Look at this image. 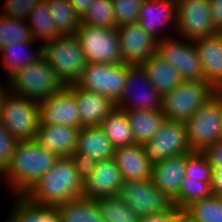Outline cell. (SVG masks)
<instances>
[{"instance_id":"cell-1","label":"cell","mask_w":222,"mask_h":222,"mask_svg":"<svg viewBox=\"0 0 222 222\" xmlns=\"http://www.w3.org/2000/svg\"><path fill=\"white\" fill-rule=\"evenodd\" d=\"M59 158L34 140L17 141L10 163L0 175V182H4L12 196L25 195Z\"/></svg>"},{"instance_id":"cell-2","label":"cell","mask_w":222,"mask_h":222,"mask_svg":"<svg viewBox=\"0 0 222 222\" xmlns=\"http://www.w3.org/2000/svg\"><path fill=\"white\" fill-rule=\"evenodd\" d=\"M83 180L71 157H60L24 195L39 205L58 206L82 197Z\"/></svg>"},{"instance_id":"cell-3","label":"cell","mask_w":222,"mask_h":222,"mask_svg":"<svg viewBox=\"0 0 222 222\" xmlns=\"http://www.w3.org/2000/svg\"><path fill=\"white\" fill-rule=\"evenodd\" d=\"M0 123L17 140H34L38 132L39 102L16 96L1 84Z\"/></svg>"},{"instance_id":"cell-4","label":"cell","mask_w":222,"mask_h":222,"mask_svg":"<svg viewBox=\"0 0 222 222\" xmlns=\"http://www.w3.org/2000/svg\"><path fill=\"white\" fill-rule=\"evenodd\" d=\"M6 82L4 88L9 92L37 102L59 93L65 87L43 56L18 70Z\"/></svg>"},{"instance_id":"cell-5","label":"cell","mask_w":222,"mask_h":222,"mask_svg":"<svg viewBox=\"0 0 222 222\" xmlns=\"http://www.w3.org/2000/svg\"><path fill=\"white\" fill-rule=\"evenodd\" d=\"M43 57L64 86L75 84L87 64L75 34L60 35L44 43Z\"/></svg>"},{"instance_id":"cell-6","label":"cell","mask_w":222,"mask_h":222,"mask_svg":"<svg viewBox=\"0 0 222 222\" xmlns=\"http://www.w3.org/2000/svg\"><path fill=\"white\" fill-rule=\"evenodd\" d=\"M215 89L212 84L204 80H184L162 96L161 111L167 120L186 122L213 98Z\"/></svg>"},{"instance_id":"cell-7","label":"cell","mask_w":222,"mask_h":222,"mask_svg":"<svg viewBox=\"0 0 222 222\" xmlns=\"http://www.w3.org/2000/svg\"><path fill=\"white\" fill-rule=\"evenodd\" d=\"M75 35L87 63L121 64L117 28H104L81 23Z\"/></svg>"},{"instance_id":"cell-8","label":"cell","mask_w":222,"mask_h":222,"mask_svg":"<svg viewBox=\"0 0 222 222\" xmlns=\"http://www.w3.org/2000/svg\"><path fill=\"white\" fill-rule=\"evenodd\" d=\"M118 196L139 218L170 212L175 207L173 200L151 179L123 180Z\"/></svg>"},{"instance_id":"cell-9","label":"cell","mask_w":222,"mask_h":222,"mask_svg":"<svg viewBox=\"0 0 222 222\" xmlns=\"http://www.w3.org/2000/svg\"><path fill=\"white\" fill-rule=\"evenodd\" d=\"M127 71V63H87L75 85L102 94L117 103L123 93Z\"/></svg>"},{"instance_id":"cell-10","label":"cell","mask_w":222,"mask_h":222,"mask_svg":"<svg viewBox=\"0 0 222 222\" xmlns=\"http://www.w3.org/2000/svg\"><path fill=\"white\" fill-rule=\"evenodd\" d=\"M116 106L121 110H161L162 95L149 81L141 64H128L123 93Z\"/></svg>"},{"instance_id":"cell-11","label":"cell","mask_w":222,"mask_h":222,"mask_svg":"<svg viewBox=\"0 0 222 222\" xmlns=\"http://www.w3.org/2000/svg\"><path fill=\"white\" fill-rule=\"evenodd\" d=\"M156 54L175 68L183 80H204L201 61L193 41L178 35L157 41Z\"/></svg>"},{"instance_id":"cell-12","label":"cell","mask_w":222,"mask_h":222,"mask_svg":"<svg viewBox=\"0 0 222 222\" xmlns=\"http://www.w3.org/2000/svg\"><path fill=\"white\" fill-rule=\"evenodd\" d=\"M143 148L152 165L169 157L190 153L185 122L165 120L161 128L144 143Z\"/></svg>"},{"instance_id":"cell-13","label":"cell","mask_w":222,"mask_h":222,"mask_svg":"<svg viewBox=\"0 0 222 222\" xmlns=\"http://www.w3.org/2000/svg\"><path fill=\"white\" fill-rule=\"evenodd\" d=\"M188 143L192 151L203 152L222 139L218 101L213 97L200 107L186 122Z\"/></svg>"},{"instance_id":"cell-14","label":"cell","mask_w":222,"mask_h":222,"mask_svg":"<svg viewBox=\"0 0 222 222\" xmlns=\"http://www.w3.org/2000/svg\"><path fill=\"white\" fill-rule=\"evenodd\" d=\"M217 33L210 16L209 0H178L175 34L189 41Z\"/></svg>"},{"instance_id":"cell-15","label":"cell","mask_w":222,"mask_h":222,"mask_svg":"<svg viewBox=\"0 0 222 222\" xmlns=\"http://www.w3.org/2000/svg\"><path fill=\"white\" fill-rule=\"evenodd\" d=\"M138 23L157 41L175 35L177 2L174 0H144L139 11ZM169 26L172 29L168 28L167 30Z\"/></svg>"},{"instance_id":"cell-16","label":"cell","mask_w":222,"mask_h":222,"mask_svg":"<svg viewBox=\"0 0 222 222\" xmlns=\"http://www.w3.org/2000/svg\"><path fill=\"white\" fill-rule=\"evenodd\" d=\"M122 63L137 65L156 54L157 40L138 22L117 27Z\"/></svg>"},{"instance_id":"cell-17","label":"cell","mask_w":222,"mask_h":222,"mask_svg":"<svg viewBox=\"0 0 222 222\" xmlns=\"http://www.w3.org/2000/svg\"><path fill=\"white\" fill-rule=\"evenodd\" d=\"M39 125H62L80 128V115L74 94L65 86L39 102Z\"/></svg>"},{"instance_id":"cell-18","label":"cell","mask_w":222,"mask_h":222,"mask_svg":"<svg viewBox=\"0 0 222 222\" xmlns=\"http://www.w3.org/2000/svg\"><path fill=\"white\" fill-rule=\"evenodd\" d=\"M123 177L113 158L96 163L92 174L83 181L82 197L98 199L119 195Z\"/></svg>"},{"instance_id":"cell-19","label":"cell","mask_w":222,"mask_h":222,"mask_svg":"<svg viewBox=\"0 0 222 222\" xmlns=\"http://www.w3.org/2000/svg\"><path fill=\"white\" fill-rule=\"evenodd\" d=\"M75 96L80 115V128L100 126L102 121L117 107L116 103L102 94L77 87L66 86Z\"/></svg>"},{"instance_id":"cell-20","label":"cell","mask_w":222,"mask_h":222,"mask_svg":"<svg viewBox=\"0 0 222 222\" xmlns=\"http://www.w3.org/2000/svg\"><path fill=\"white\" fill-rule=\"evenodd\" d=\"M80 128L62 125H39L34 141L59 157H70L77 148Z\"/></svg>"},{"instance_id":"cell-21","label":"cell","mask_w":222,"mask_h":222,"mask_svg":"<svg viewBox=\"0 0 222 222\" xmlns=\"http://www.w3.org/2000/svg\"><path fill=\"white\" fill-rule=\"evenodd\" d=\"M201 61L204 81L215 88H222V35L200 38L193 41Z\"/></svg>"},{"instance_id":"cell-22","label":"cell","mask_w":222,"mask_h":222,"mask_svg":"<svg viewBox=\"0 0 222 222\" xmlns=\"http://www.w3.org/2000/svg\"><path fill=\"white\" fill-rule=\"evenodd\" d=\"M113 159L122 174L123 180H149L152 164L141 144L114 148Z\"/></svg>"},{"instance_id":"cell-23","label":"cell","mask_w":222,"mask_h":222,"mask_svg":"<svg viewBox=\"0 0 222 222\" xmlns=\"http://www.w3.org/2000/svg\"><path fill=\"white\" fill-rule=\"evenodd\" d=\"M186 154L169 157L152 165L151 181L172 200L179 194L185 177Z\"/></svg>"},{"instance_id":"cell-24","label":"cell","mask_w":222,"mask_h":222,"mask_svg":"<svg viewBox=\"0 0 222 222\" xmlns=\"http://www.w3.org/2000/svg\"><path fill=\"white\" fill-rule=\"evenodd\" d=\"M35 42V43H34ZM33 44L38 45L37 47ZM41 44V45H40ZM35 47V49L32 47ZM0 62L2 69L6 73V82L14 73L21 70L26 65L35 63L38 59L43 56V44L35 40L24 41L14 44H9L0 50Z\"/></svg>"},{"instance_id":"cell-25","label":"cell","mask_w":222,"mask_h":222,"mask_svg":"<svg viewBox=\"0 0 222 222\" xmlns=\"http://www.w3.org/2000/svg\"><path fill=\"white\" fill-rule=\"evenodd\" d=\"M12 201L5 222H61L56 206L39 205L24 195H15Z\"/></svg>"},{"instance_id":"cell-26","label":"cell","mask_w":222,"mask_h":222,"mask_svg":"<svg viewBox=\"0 0 222 222\" xmlns=\"http://www.w3.org/2000/svg\"><path fill=\"white\" fill-rule=\"evenodd\" d=\"M76 152L100 162L113 158L114 147L100 126L81 127Z\"/></svg>"},{"instance_id":"cell-27","label":"cell","mask_w":222,"mask_h":222,"mask_svg":"<svg viewBox=\"0 0 222 222\" xmlns=\"http://www.w3.org/2000/svg\"><path fill=\"white\" fill-rule=\"evenodd\" d=\"M141 65L149 81L162 96L184 81L179 72L158 54H154Z\"/></svg>"},{"instance_id":"cell-28","label":"cell","mask_w":222,"mask_h":222,"mask_svg":"<svg viewBox=\"0 0 222 222\" xmlns=\"http://www.w3.org/2000/svg\"><path fill=\"white\" fill-rule=\"evenodd\" d=\"M136 144L143 145L161 128L166 120L161 110H124Z\"/></svg>"},{"instance_id":"cell-29","label":"cell","mask_w":222,"mask_h":222,"mask_svg":"<svg viewBox=\"0 0 222 222\" xmlns=\"http://www.w3.org/2000/svg\"><path fill=\"white\" fill-rule=\"evenodd\" d=\"M56 207L61 222H104L94 199L78 197Z\"/></svg>"},{"instance_id":"cell-30","label":"cell","mask_w":222,"mask_h":222,"mask_svg":"<svg viewBox=\"0 0 222 222\" xmlns=\"http://www.w3.org/2000/svg\"><path fill=\"white\" fill-rule=\"evenodd\" d=\"M114 148L136 144L124 110L116 107L100 124Z\"/></svg>"},{"instance_id":"cell-31","label":"cell","mask_w":222,"mask_h":222,"mask_svg":"<svg viewBox=\"0 0 222 222\" xmlns=\"http://www.w3.org/2000/svg\"><path fill=\"white\" fill-rule=\"evenodd\" d=\"M26 21L33 40L37 42L44 44L61 35L55 28L45 0L33 7Z\"/></svg>"},{"instance_id":"cell-32","label":"cell","mask_w":222,"mask_h":222,"mask_svg":"<svg viewBox=\"0 0 222 222\" xmlns=\"http://www.w3.org/2000/svg\"><path fill=\"white\" fill-rule=\"evenodd\" d=\"M47 2L50 17L56 30L61 34H75L80 27L81 18L70 4L69 0H45Z\"/></svg>"},{"instance_id":"cell-33","label":"cell","mask_w":222,"mask_h":222,"mask_svg":"<svg viewBox=\"0 0 222 222\" xmlns=\"http://www.w3.org/2000/svg\"><path fill=\"white\" fill-rule=\"evenodd\" d=\"M95 200L104 222H138L140 219L119 196Z\"/></svg>"},{"instance_id":"cell-34","label":"cell","mask_w":222,"mask_h":222,"mask_svg":"<svg viewBox=\"0 0 222 222\" xmlns=\"http://www.w3.org/2000/svg\"><path fill=\"white\" fill-rule=\"evenodd\" d=\"M33 40L26 20L0 14V50L9 44Z\"/></svg>"},{"instance_id":"cell-35","label":"cell","mask_w":222,"mask_h":222,"mask_svg":"<svg viewBox=\"0 0 222 222\" xmlns=\"http://www.w3.org/2000/svg\"><path fill=\"white\" fill-rule=\"evenodd\" d=\"M211 182L183 180L179 194L173 199L174 206L184 211L194 202L212 197Z\"/></svg>"},{"instance_id":"cell-36","label":"cell","mask_w":222,"mask_h":222,"mask_svg":"<svg viewBox=\"0 0 222 222\" xmlns=\"http://www.w3.org/2000/svg\"><path fill=\"white\" fill-rule=\"evenodd\" d=\"M183 212L196 222H222V197L212 196L194 202Z\"/></svg>"},{"instance_id":"cell-37","label":"cell","mask_w":222,"mask_h":222,"mask_svg":"<svg viewBox=\"0 0 222 222\" xmlns=\"http://www.w3.org/2000/svg\"><path fill=\"white\" fill-rule=\"evenodd\" d=\"M81 23L96 27L115 28L112 0H93L81 18Z\"/></svg>"},{"instance_id":"cell-38","label":"cell","mask_w":222,"mask_h":222,"mask_svg":"<svg viewBox=\"0 0 222 222\" xmlns=\"http://www.w3.org/2000/svg\"><path fill=\"white\" fill-rule=\"evenodd\" d=\"M185 177L183 180L211 182L212 166L203 152L191 151L186 154Z\"/></svg>"},{"instance_id":"cell-39","label":"cell","mask_w":222,"mask_h":222,"mask_svg":"<svg viewBox=\"0 0 222 222\" xmlns=\"http://www.w3.org/2000/svg\"><path fill=\"white\" fill-rule=\"evenodd\" d=\"M144 0H112L115 28L138 22L139 11Z\"/></svg>"},{"instance_id":"cell-40","label":"cell","mask_w":222,"mask_h":222,"mask_svg":"<svg viewBox=\"0 0 222 222\" xmlns=\"http://www.w3.org/2000/svg\"><path fill=\"white\" fill-rule=\"evenodd\" d=\"M43 0H5L1 15L26 20L35 5Z\"/></svg>"},{"instance_id":"cell-41","label":"cell","mask_w":222,"mask_h":222,"mask_svg":"<svg viewBox=\"0 0 222 222\" xmlns=\"http://www.w3.org/2000/svg\"><path fill=\"white\" fill-rule=\"evenodd\" d=\"M17 140L0 123V175L10 163Z\"/></svg>"},{"instance_id":"cell-42","label":"cell","mask_w":222,"mask_h":222,"mask_svg":"<svg viewBox=\"0 0 222 222\" xmlns=\"http://www.w3.org/2000/svg\"><path fill=\"white\" fill-rule=\"evenodd\" d=\"M70 157L80 178L85 181L94 171L97 162L76 151Z\"/></svg>"},{"instance_id":"cell-43","label":"cell","mask_w":222,"mask_h":222,"mask_svg":"<svg viewBox=\"0 0 222 222\" xmlns=\"http://www.w3.org/2000/svg\"><path fill=\"white\" fill-rule=\"evenodd\" d=\"M203 153L211 164L212 169H222V139L208 146Z\"/></svg>"},{"instance_id":"cell-44","label":"cell","mask_w":222,"mask_h":222,"mask_svg":"<svg viewBox=\"0 0 222 222\" xmlns=\"http://www.w3.org/2000/svg\"><path fill=\"white\" fill-rule=\"evenodd\" d=\"M211 21L217 32L222 31V0H209Z\"/></svg>"},{"instance_id":"cell-45","label":"cell","mask_w":222,"mask_h":222,"mask_svg":"<svg viewBox=\"0 0 222 222\" xmlns=\"http://www.w3.org/2000/svg\"><path fill=\"white\" fill-rule=\"evenodd\" d=\"M181 210L174 207L170 212L153 214L144 218H140L138 222H177V218Z\"/></svg>"},{"instance_id":"cell-46","label":"cell","mask_w":222,"mask_h":222,"mask_svg":"<svg viewBox=\"0 0 222 222\" xmlns=\"http://www.w3.org/2000/svg\"><path fill=\"white\" fill-rule=\"evenodd\" d=\"M211 189L213 196L222 197V169H212Z\"/></svg>"},{"instance_id":"cell-47","label":"cell","mask_w":222,"mask_h":222,"mask_svg":"<svg viewBox=\"0 0 222 222\" xmlns=\"http://www.w3.org/2000/svg\"><path fill=\"white\" fill-rule=\"evenodd\" d=\"M69 2L76 11V14L82 18L93 0H69Z\"/></svg>"},{"instance_id":"cell-48","label":"cell","mask_w":222,"mask_h":222,"mask_svg":"<svg viewBox=\"0 0 222 222\" xmlns=\"http://www.w3.org/2000/svg\"><path fill=\"white\" fill-rule=\"evenodd\" d=\"M219 104V112L221 116V125H222V88H216L213 96Z\"/></svg>"},{"instance_id":"cell-49","label":"cell","mask_w":222,"mask_h":222,"mask_svg":"<svg viewBox=\"0 0 222 222\" xmlns=\"http://www.w3.org/2000/svg\"><path fill=\"white\" fill-rule=\"evenodd\" d=\"M177 222H196V221L192 220L183 211H181L178 215Z\"/></svg>"}]
</instances>
